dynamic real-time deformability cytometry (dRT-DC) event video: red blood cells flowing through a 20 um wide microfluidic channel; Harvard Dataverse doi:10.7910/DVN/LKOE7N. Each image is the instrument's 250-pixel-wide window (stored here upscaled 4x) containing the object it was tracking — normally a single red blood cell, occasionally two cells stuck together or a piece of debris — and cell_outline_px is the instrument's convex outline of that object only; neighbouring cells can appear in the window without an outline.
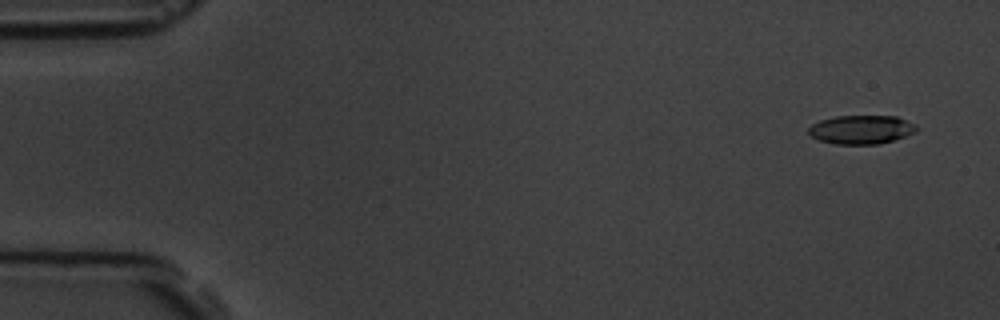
{"species": "common noctule bat (a hibernating species)", "species_latin": "Nyctalus noctula", "temperature_condition": "room temperature", "stored_images_in_passage": 5, "camera_frame_rate_fps": 3000, "um_per_image_px": 0.085, "animal": {"sex": "male", "body_mass_g": 19.5, "forearm_length_mm": 54.6}, "frame": {"image": 1, "passage_image": 1, "time_ms": 0.0, "image_size_px": [1000, 320], "cell_outline_px": [[920, 128], [916, 132], [880, 144], [836, 144], [820, 140], [808, 136], [808, 128], [812, 124], [820, 120], [836, 116], [896, 116]], "centroid_in_image_um": [73.17, 11.02], "position_along_channel_um": 11.8, "area_um2": 18.03}}
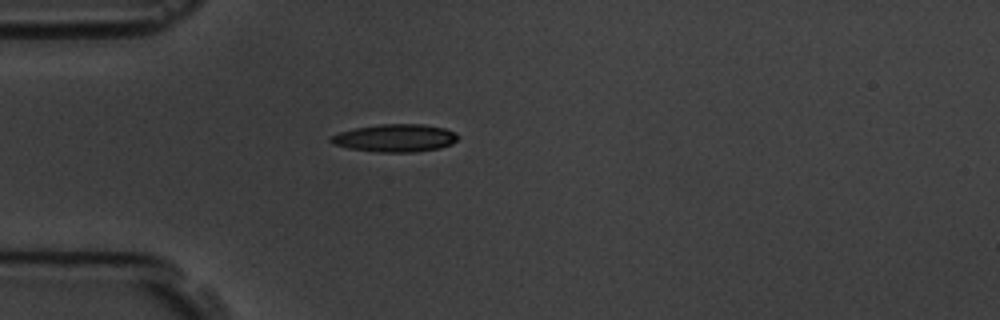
{"frame": {"image": 2, "passage_image": 5, "time_ms": 4.333, "image_size_px": [1000, 320], "cell_outline_px": [[460, 136], [452, 144], [440, 148], [412, 152], [380, 152], [348, 148], [332, 144], [328, 140], [328, 136], [340, 132], [356, 128], [380, 124], [424, 124], [444, 128], [456, 132]], "centroid_in_image_um": [33.58, 11.73], "position_along_channel_um": 51.4, "area_um2": 20.63}}